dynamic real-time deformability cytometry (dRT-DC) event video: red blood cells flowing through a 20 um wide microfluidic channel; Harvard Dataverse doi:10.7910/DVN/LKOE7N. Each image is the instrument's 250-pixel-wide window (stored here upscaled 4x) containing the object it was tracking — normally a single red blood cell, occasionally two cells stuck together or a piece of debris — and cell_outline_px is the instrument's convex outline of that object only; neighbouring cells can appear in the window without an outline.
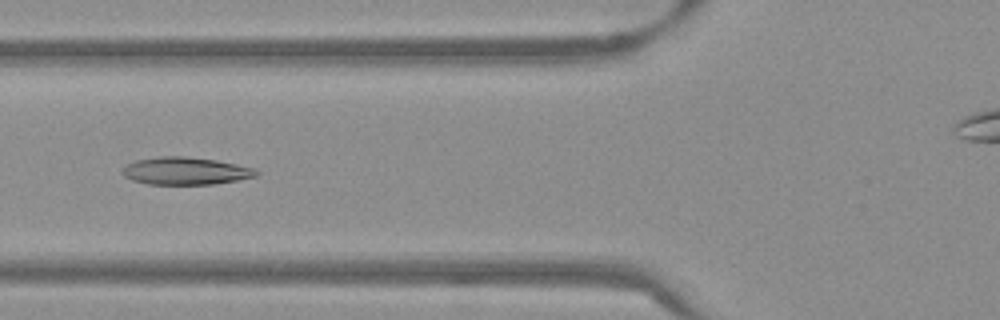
{"species": "Egyptian fruit bat (a non-hibernating species)", "species_latin": "Rousettus aegyptiacus", "temperature_condition": "warm", "stored_images_in_passage": 55, "camera_frame_rate_fps": 3000, "um_per_image_px": 0.085, "frame": {"image": 1, "passage_image": 21, "time_ms": 6.667, "image_size_px": [1000, 320], "cell_outline_px": [[260, 172], [256, 176], [236, 180], [212, 184], [148, 184], [132, 180], [124, 176], [120, 172], [128, 164], [136, 160], [160, 156], [184, 156], [216, 160], [236, 164], [252, 168]], "centroid_in_image_um": [15.74, 14.53], "position_along_channel_um": 110.1, "area_um2": 21.27}}
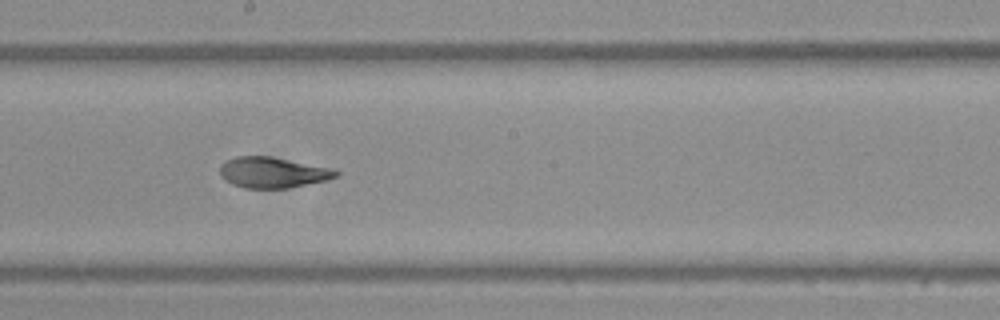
{"frame": {"image": 2, "passage_image": 30, "time_ms": 9.667, "image_size_px": [1000, 320], "cell_outline_px": [[340, 172], [336, 176], [328, 180], [288, 188], [244, 188], [232, 184], [220, 176], [220, 164], [224, 160], [236, 156], [268, 156], [336, 168]], "centroid_in_image_um": [23.19, 14.65], "position_along_channel_um": 225.0, "area_um2": 21.04}}
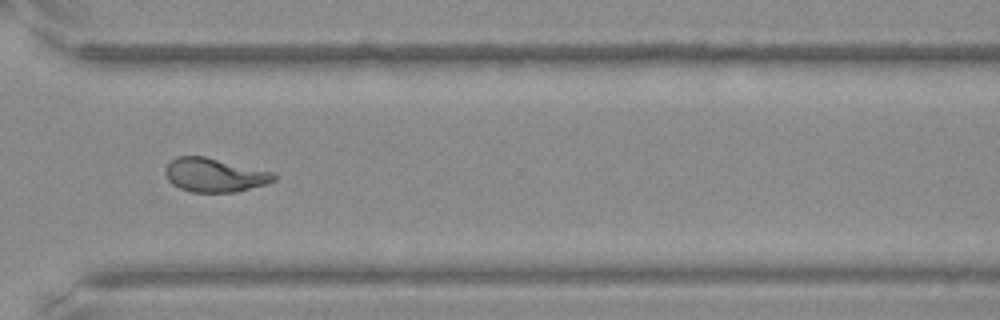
{"frame": {"image": 3, "passage_image": 40, "time_ms": 13.0, "image_size_px": [1000, 320], "cell_outline_px": [[276, 180], [264, 184], [236, 192], [192, 192], [180, 188], [172, 184], [168, 180], [164, 172], [164, 168], [176, 156], [204, 156], [272, 172], [276, 176]], "centroid_in_image_um": [18.19, 14.88], "position_along_channel_um": 352.4, "area_um2": 21.21}, "authors_computed_cell_mechanics": {"area_um2": 22.0796, "velocity_mm_per_s": 3.8199, "shape_relaxation_time_tau1_ms": 7.5216, "shape_relaxation_time_tau2_ms": 1.4051, "deformation_change_tau1": 0.2095, "deformation_change_tau2": 0.0763}}